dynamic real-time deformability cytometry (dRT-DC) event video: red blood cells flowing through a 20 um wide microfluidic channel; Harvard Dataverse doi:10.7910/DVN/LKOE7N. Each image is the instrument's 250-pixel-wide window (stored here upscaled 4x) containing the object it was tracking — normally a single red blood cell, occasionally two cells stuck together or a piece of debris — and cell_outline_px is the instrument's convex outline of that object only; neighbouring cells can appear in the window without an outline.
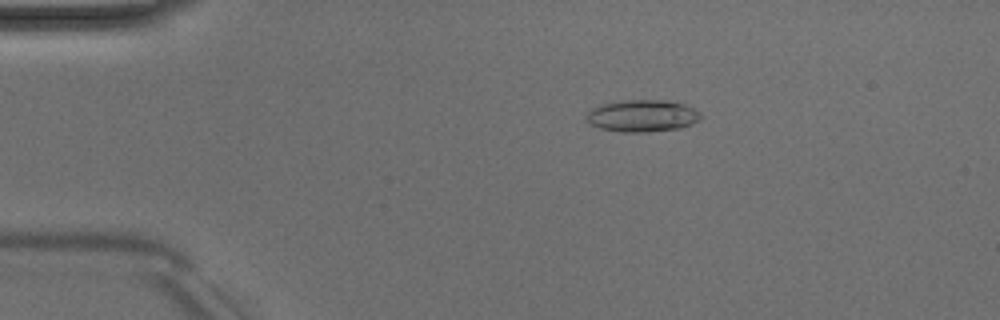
{"species": "Egyptian fruit bat (a non-hibernating species)", "species_latin": "Rousettus aegyptiacus", "temperature_condition": "room temperature", "stored_images_in_passage": 51, "camera_frame_rate_fps": 3000, "um_per_image_px": 0.085, "animal": {"sex": "male"}, "frame": {"image": 1, "passage_image": 10, "time_ms": 3.0, "image_size_px": [1000, 320], "cell_outline_px": [[704, 116], [700, 120], [692, 124], [680, 128], [648, 132], [624, 132], [600, 128], [588, 124], [588, 112], [592, 108], [604, 104], [620, 100], [668, 100], [684, 104], [700, 112]], "centroid_in_image_um": [54.64, 9.84], "position_along_channel_um": 30.4, "area_um2": 21.39}}
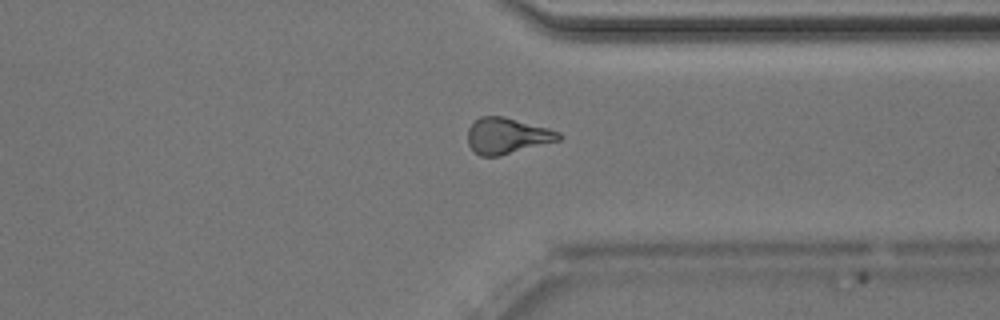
{"frame": {"image": 2, "passage_image": 39, "time_ms": 12.667, "image_size_px": [1000, 320], "cell_outline_px": [[564, 136], [560, 140], [500, 156], [480, 156], [468, 144], [468, 128], [480, 116], [504, 116], [548, 128], [560, 132]], "centroid_in_image_um": [43.13, 11.54], "position_along_channel_um": 368.3, "area_um2": 19.07}}
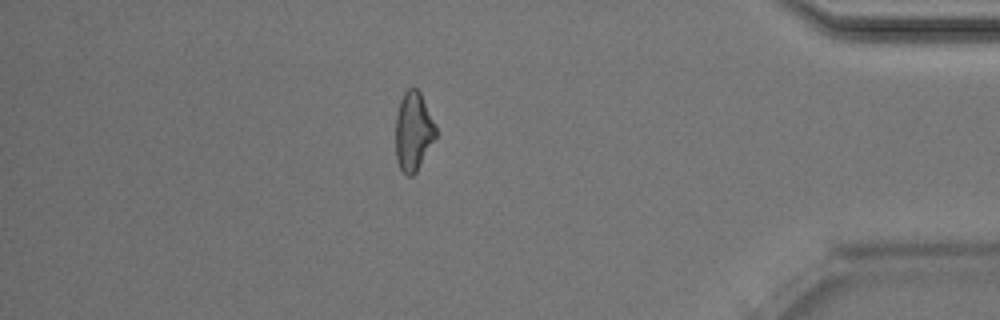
{"frame": {"image": 3, "passage_image": 44, "time_ms": 14.333, "image_size_px": [1000, 320], "cell_outline_px": [[436, 136], [416, 172], [412, 176], [408, 176], [400, 168], [396, 160], [396, 116], [400, 100], [404, 92], [408, 88], [416, 88], [420, 92], [436, 124]], "centroid_in_image_um": [35.13, 11.15], "position_along_channel_um": 400.1, "area_um2": 18.38}, "authors_computed_cell_mechanics": {"area_um2": 19.1318, "velocity_mm_per_s": 4.0589, "shape_relaxation_time_tau1_ms": 6.7864, "shape_relaxation_time_tau2_ms": 4.9939, "deformation_change_tau1": 0.2033, "deformation_change_tau2": 0.1442}}